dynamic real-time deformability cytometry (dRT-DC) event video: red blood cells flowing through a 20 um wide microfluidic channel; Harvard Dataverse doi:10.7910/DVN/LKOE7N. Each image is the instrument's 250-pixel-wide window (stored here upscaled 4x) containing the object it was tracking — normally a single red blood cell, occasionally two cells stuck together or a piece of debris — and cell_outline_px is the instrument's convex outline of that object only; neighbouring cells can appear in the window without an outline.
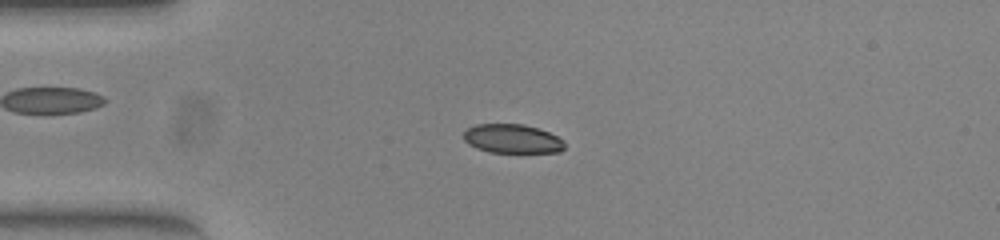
{"species": "common noctule bat (a hibernating species)", "species_latin": "Nyctalus noctula", "temperature_condition": "warm", "stored_images_in_passage": 53, "camera_frame_rate_fps": 3000, "um_per_image_px": 0.085, "animal": {"sex": "female", "body_mass_g": 23.0, "forearm_length_mm": 53.4}, "frame": {"image": 1, "passage_image": 13, "time_ms": 4.0, "image_size_px": [1000, 240], "cell_outline_px": [[564, 148], [560, 152], [492, 152], [476, 148], [468, 144], [464, 140], [464, 132], [468, 128], [476, 124], [524, 124], [548, 132], [564, 140]], "centroid_in_image_um": [43.54, 11.79], "position_along_channel_um": 41.5, "area_um2": 16.94}}
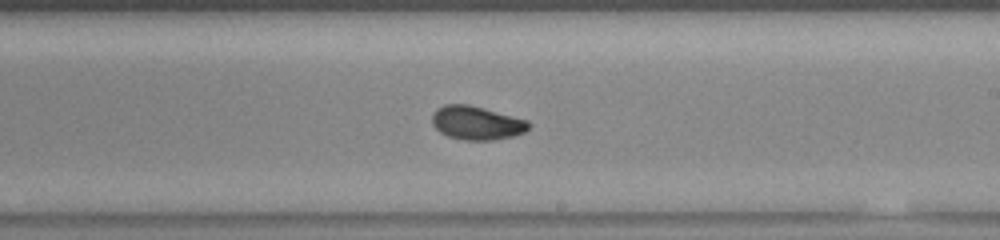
{"frame": {"image": 2, "passage_image": 31, "time_ms": 10.0, "image_size_px": [1000, 240], "cell_outline_px": [[532, 124], [524, 132], [512, 136], [492, 140], [464, 140], [448, 136], [440, 132], [432, 124], [432, 116], [436, 108], [444, 104], [468, 104], [484, 108], [528, 120]], "centroid_in_image_um": [40.5, 10.44], "position_along_channel_um": 248.5, "area_um2": 18.96}}
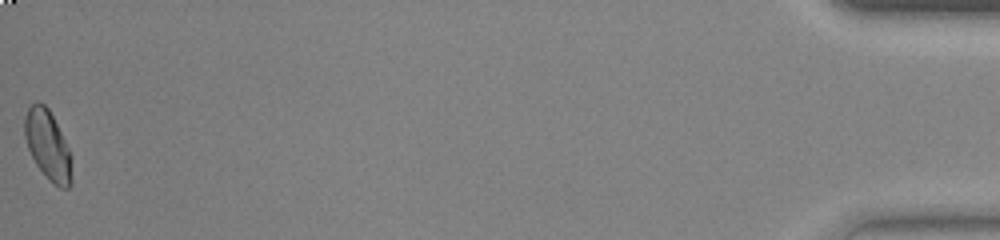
{"frame": {"image": 3, "passage_image": 53, "time_ms": 17.333, "image_size_px": [1000, 240], "cell_outline_px": [[72, 184], [68, 188], [60, 188], [36, 164], [28, 148], [24, 136], [24, 116], [28, 108], [36, 100], [44, 104], [48, 108], [72, 156]], "centroid_in_image_um": [4.06, 12.32], "position_along_channel_um": 431.1, "area_um2": 18.79}, "authors_computed_cell_mechanics": {"area_um2": 18.3804, "velocity_mm_per_s": 3.877, "shape_relaxation_time_tau1_ms": 8.5012, "shape_relaxation_time_tau2_ms": 1.9026, "deformation_change_tau1": 0.2226, "deformation_change_tau2": 0.0518}}